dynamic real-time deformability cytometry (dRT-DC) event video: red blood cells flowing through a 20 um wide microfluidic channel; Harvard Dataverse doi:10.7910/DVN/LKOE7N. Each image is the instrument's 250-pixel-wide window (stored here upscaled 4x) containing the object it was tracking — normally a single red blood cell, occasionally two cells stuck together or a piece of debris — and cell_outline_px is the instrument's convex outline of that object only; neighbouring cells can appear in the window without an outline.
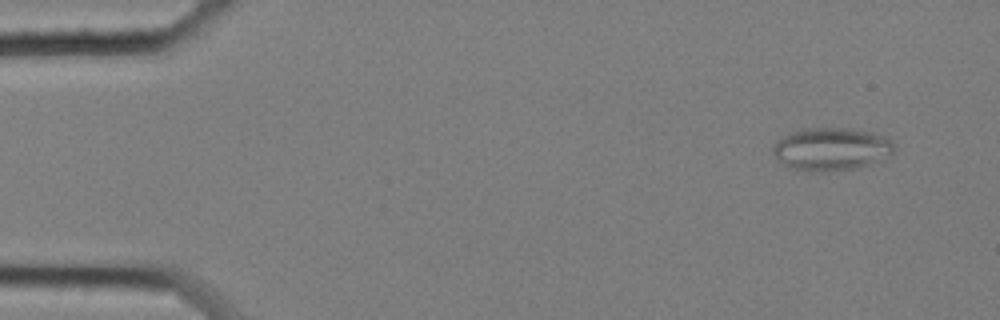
{"species": "common noctule bat (a hibernating species)", "species_latin": "Nyctalus noctula", "temperature_condition": "cold", "stored_images_in_passage": 59, "camera_frame_rate_fps": 3000, "um_per_image_px": 0.085, "animal": {"sex": "female", "body_mass_g": 25.1}, "frame": {"image": 1, "passage_image": 5, "time_ms": 1.333, "image_size_px": [1000, 320], "cell_outline_px": [[892, 152], [888, 156], [868, 164], [856, 168], [824, 172], [808, 172], [788, 168], [772, 152], [772, 144], [776, 140], [792, 132], [804, 128], [852, 128], [872, 132], [888, 136], [892, 140]], "centroid_in_image_um": [70.63, 12.66], "position_along_channel_um": 14.4, "area_um2": 30.46}}
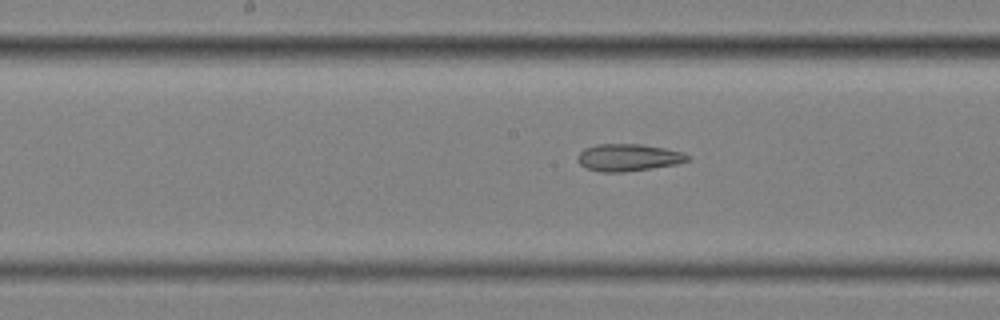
{"frame": {"image": 2, "passage_image": 30, "time_ms": 9.667, "image_size_px": [1000, 320], "cell_outline_px": [[692, 160], [676, 164], [652, 168], [624, 172], [600, 172], [588, 168], [580, 164], [580, 152], [584, 148], [596, 144], [640, 144], [664, 148], [684, 152], [692, 156]], "centroid_in_image_um": [53.49, 13.38], "position_along_channel_um": 194.7, "area_um2": 17.4}}
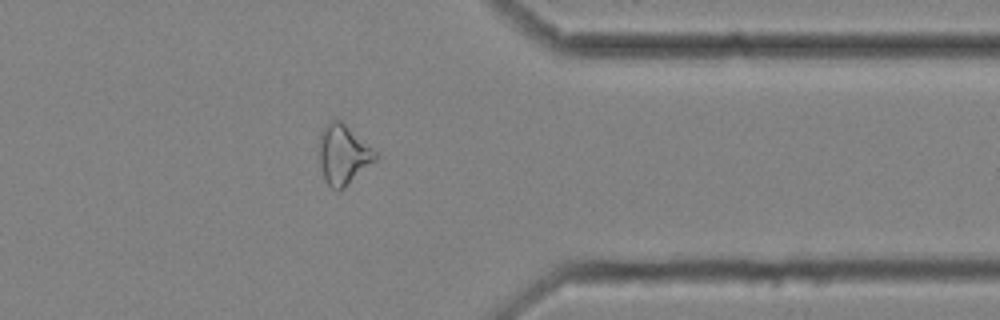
{"frame": {"image": 3, "passage_image": 47, "time_ms": 15.333, "image_size_px": [1000, 320], "cell_outline_px": [[380, 156], [376, 160], [340, 192], [336, 192], [324, 180], [320, 164], [320, 132], [324, 124], [332, 120], [340, 120], [372, 148]], "centroid_in_image_um": [29.17, 13.17], "position_along_channel_um": 382.2, "area_um2": 19.54}, "authors_computed_cell_mechanics": {"area_um2": 21.675, "velocity_mm_per_s": 3.4798, "shape_relaxation_time_tau1_ms": null, "shape_relaxation_time_tau2_ms": 3.8281, "deformation_change_tau1": null, "deformation_change_tau2": 0.1359}}